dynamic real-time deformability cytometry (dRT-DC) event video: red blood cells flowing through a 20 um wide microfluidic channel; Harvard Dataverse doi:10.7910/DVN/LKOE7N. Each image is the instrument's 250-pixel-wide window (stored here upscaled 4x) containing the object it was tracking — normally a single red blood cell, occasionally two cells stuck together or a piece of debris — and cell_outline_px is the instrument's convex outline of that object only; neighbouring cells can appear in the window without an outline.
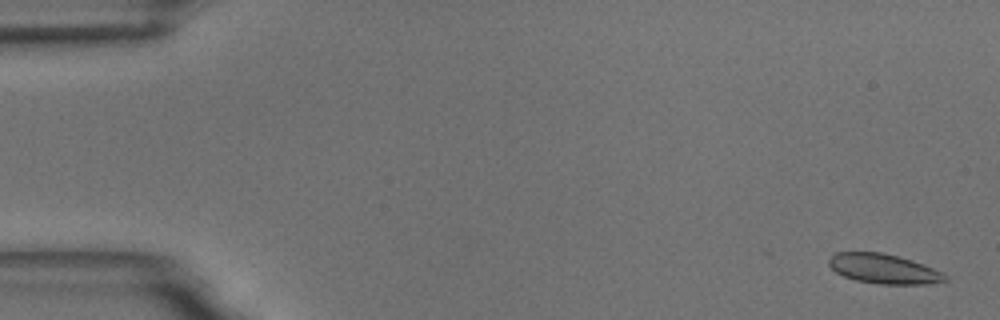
{"species": "common noctule bat (a hibernating species)", "species_latin": "Nyctalus noctula", "temperature_condition": "room temperature", "stored_images_in_passage": 44, "camera_frame_rate_fps": 3000, "um_per_image_px": 0.085, "animal": {"sex": "male", "body_mass_g": 18.8}, "frame": {"image": 1, "passage_image": 2, "time_ms": 0.333, "image_size_px": [1000, 320], "cell_outline_px": [[948, 280], [928, 284], [880, 284], [856, 280], [844, 276], [836, 272], [828, 264], [828, 260], [836, 252], [880, 252], [900, 256], [924, 264], [948, 276]], "centroid_in_image_um": [75.12, 22.84], "position_along_channel_um": 9.9, "area_um2": 20.06}}
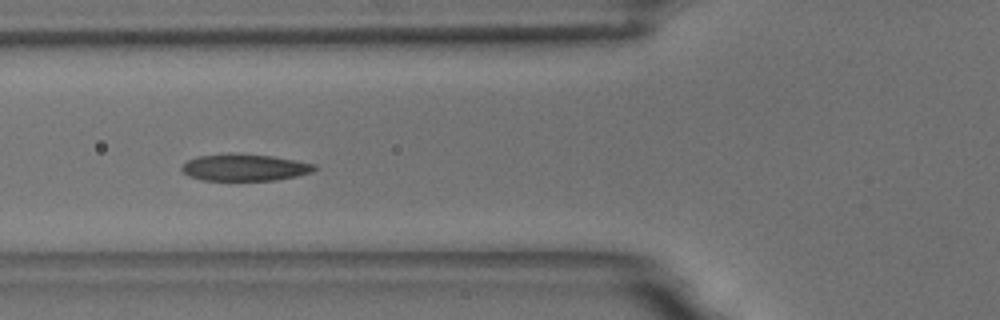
{"frame": {"image": 2, "passage_image": 21, "time_ms": 6.667, "image_size_px": [1000, 320], "cell_outline_px": [[320, 168], [312, 172], [296, 176], [276, 180], [204, 180], [188, 176], [180, 168], [188, 160], [196, 156], [272, 156], [296, 160], [316, 164]], "centroid_in_image_um": [20.87, 14.28], "position_along_channel_um": 104.9, "area_um2": 19.94}}
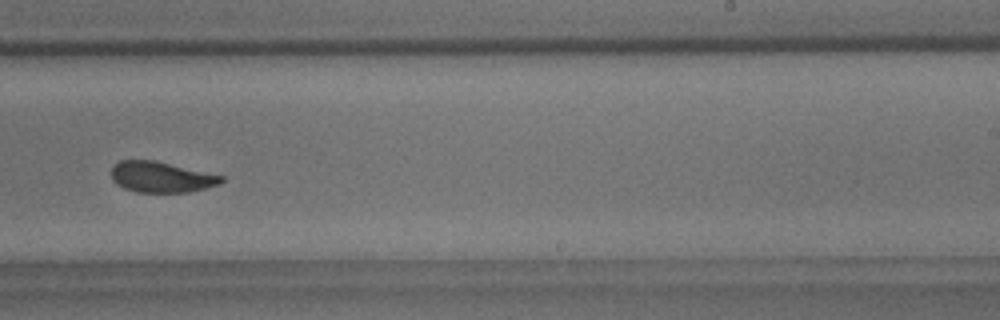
{"frame": {"image": 3, "passage_image": 35, "time_ms": 11.333, "image_size_px": [1000, 320], "cell_outline_px": [[224, 180], [220, 184], [188, 192], [136, 192], [124, 188], [116, 184], [112, 180], [112, 164], [120, 160], [156, 160], [224, 176]], "centroid_in_image_um": [13.68, 15.04], "position_along_channel_um": 275.3, "area_um2": 19.83}, "authors_computed_cell_mechanics": {"area_um2": 20.7502, "velocity_mm_per_s": 3.6538, "shape_relaxation_time_tau1_ms": 3.8252, "shape_relaxation_time_tau2_ms": 1.5704, "deformation_change_tau1": 0.1387, "deformation_change_tau2": 0.06}}